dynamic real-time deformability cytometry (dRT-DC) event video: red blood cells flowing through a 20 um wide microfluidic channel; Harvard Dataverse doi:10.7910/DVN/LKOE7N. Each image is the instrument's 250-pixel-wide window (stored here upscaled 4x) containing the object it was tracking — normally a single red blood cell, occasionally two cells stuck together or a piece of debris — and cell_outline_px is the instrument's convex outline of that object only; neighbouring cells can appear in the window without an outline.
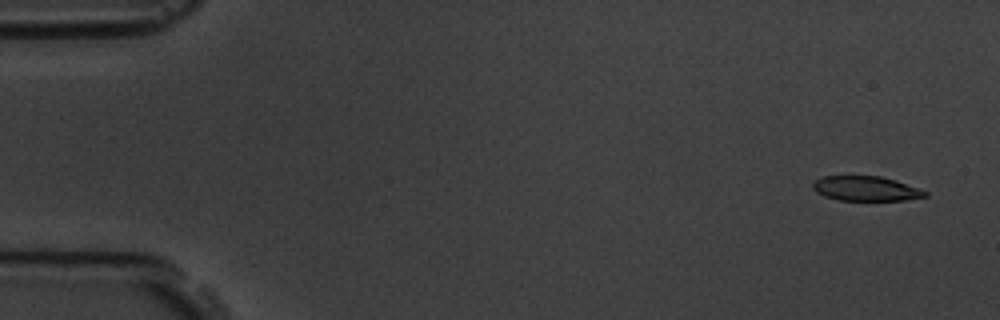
{"species": "common noctule bat (a hibernating species)", "species_latin": "Nyctalus noctula", "temperature_condition": "room temperature", "stored_images_in_passage": 5, "camera_frame_rate_fps": 3000, "um_per_image_px": 0.085, "animal": {"sex": "male", "body_mass_g": 19.5, "forearm_length_mm": 54.6}, "frame": {"image": 1, "passage_image": 1, "time_ms": 0.0, "image_size_px": [1000, 320], "cell_outline_px": [[928, 196], [904, 200], [840, 200], [824, 196], [816, 192], [812, 188], [812, 184], [816, 180], [824, 176], [880, 176], [896, 180], [928, 192]], "centroid_in_image_um": [73.59, 16.03], "position_along_channel_um": 11.4, "area_um2": 16.07}}
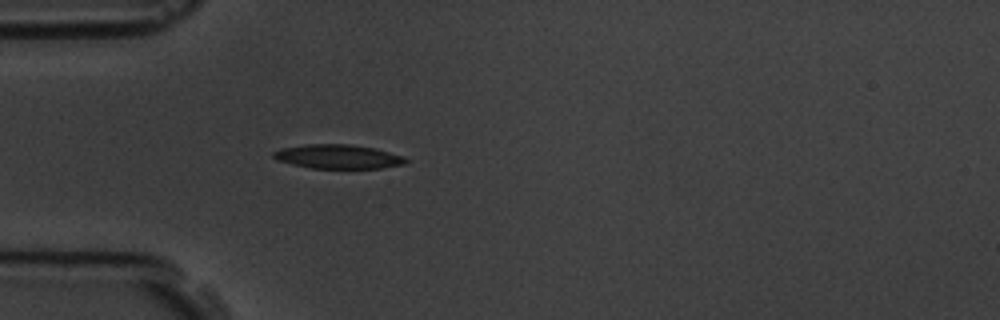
{"frame": {"image": 2, "passage_image": 5, "time_ms": 4.667, "image_size_px": [1000, 320], "cell_outline_px": [[408, 160], [404, 164], [380, 168], [312, 168], [292, 164], [276, 160], [272, 156], [272, 152], [280, 148], [308, 144], [348, 144], [376, 148], [404, 156]], "centroid_in_image_um": [28.72, 13.3], "position_along_channel_um": 56.3, "area_um2": 18.61}}